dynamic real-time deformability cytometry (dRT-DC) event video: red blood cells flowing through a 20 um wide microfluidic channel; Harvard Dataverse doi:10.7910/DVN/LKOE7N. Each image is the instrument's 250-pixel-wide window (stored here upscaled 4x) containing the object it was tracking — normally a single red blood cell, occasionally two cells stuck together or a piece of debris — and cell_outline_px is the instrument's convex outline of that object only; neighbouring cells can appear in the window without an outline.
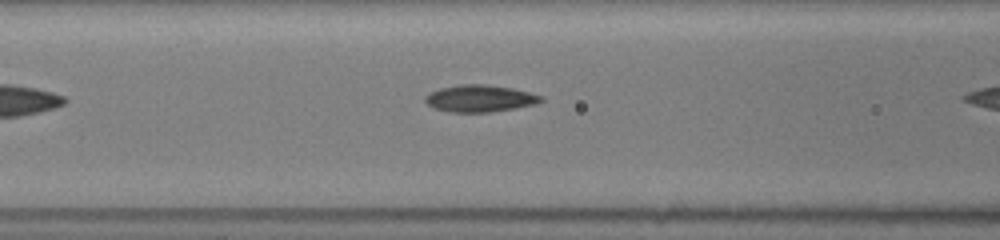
{"species": "common noctule bat (a hibernating species)", "species_latin": "Nyctalus noctula", "temperature_condition": "room temperature", "stored_images_in_passage": 5, "camera_frame_rate_fps": 3000, "um_per_image_px": 0.085, "animal": {"sex": "female", "body_mass_g": 19.5, "forearm_length_mm": 54.1}, "frame": {"image": 1, "passage_image": 4, "time_ms": 1.0, "image_size_px": [1000, 240], "cell_outline_px": [[544, 100], [536, 104], [516, 108], [488, 112], [448, 112], [432, 108], [424, 100], [424, 96], [428, 92], [440, 88], [460, 84], [484, 84], [512, 88], [544, 96]], "centroid_in_image_um": [40.76, 8.37], "position_along_channel_um": 125.8, "area_um2": 18.38}}